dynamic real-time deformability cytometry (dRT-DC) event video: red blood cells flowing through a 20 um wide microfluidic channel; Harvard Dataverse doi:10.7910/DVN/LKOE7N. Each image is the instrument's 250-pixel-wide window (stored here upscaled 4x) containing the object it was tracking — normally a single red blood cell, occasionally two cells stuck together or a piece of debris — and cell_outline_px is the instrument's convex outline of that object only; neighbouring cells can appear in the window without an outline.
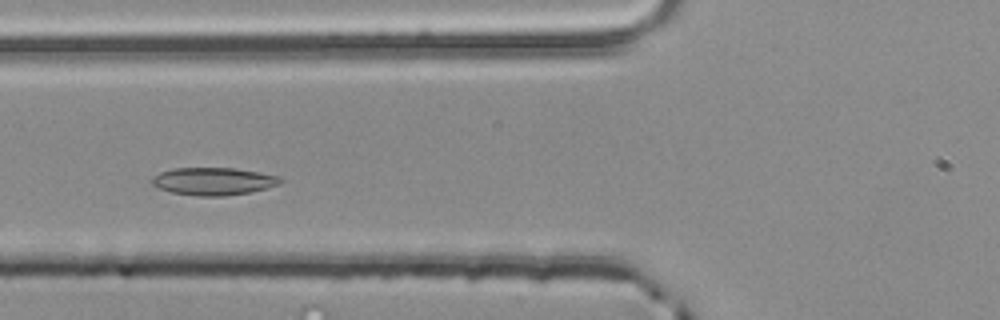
{"species": "common noctule bat (a hibernating species)", "species_latin": "Nyctalus noctula", "temperature_condition": "room temperature", "stored_images_in_passage": 48, "camera_frame_rate_fps": 3000, "um_per_image_px": 0.085, "animal": {"sex": "male", "body_mass_g": 20.4}, "frame": {"image": 1, "passage_image": 14, "time_ms": 4.333, "image_size_px": [1000, 320], "cell_outline_px": [[284, 180], [280, 184], [268, 188], [252, 192], [224, 196], [196, 196], [172, 192], [160, 188], [152, 184], [152, 176], [160, 172], [172, 168], [232, 168], [260, 172], [280, 176]], "centroid_in_image_um": [18.18, 15.41], "position_along_channel_um": 107.6, "area_um2": 20.81}}
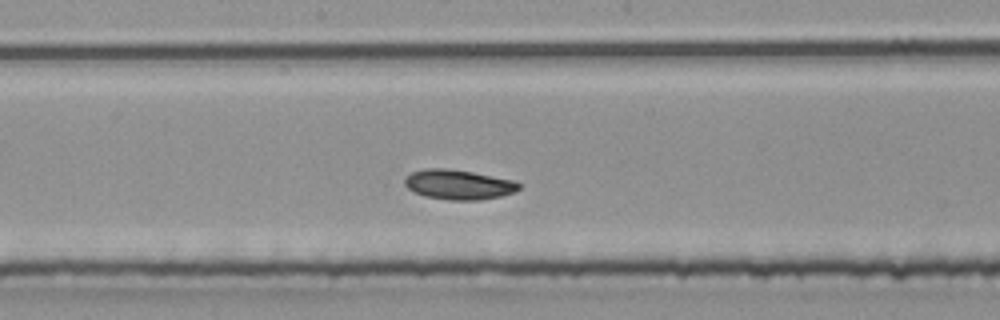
{"frame": {"image": 2, "passage_image": 22, "time_ms": 7.0, "image_size_px": [1000, 320], "cell_outline_px": [[520, 188], [512, 192], [500, 196], [480, 200], [448, 200], [424, 196], [408, 188], [404, 184], [404, 176], [412, 172], [424, 168], [448, 168], [472, 172], [516, 180], [520, 184]], "centroid_in_image_um": [38.95, 15.68], "position_along_channel_um": 209.2, "area_um2": 19.94}}
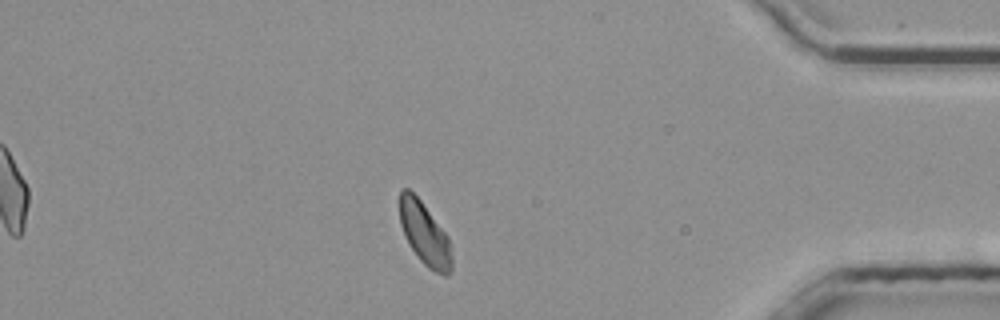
{"frame": {"image": 3, "passage_image": 40, "time_ms": 13.0, "image_size_px": [1000, 320], "cell_outline_px": [[452, 272], [448, 276], [444, 276], [428, 268], [420, 260], [408, 244], [400, 224], [400, 188], [408, 188], [420, 200], [448, 236], [452, 256]], "centroid_in_image_um": [36.11, 19.91], "position_along_channel_um": 399.1, "area_um2": 19.07}, "authors_computed_cell_mechanics": {"area_um2": 19.4786, "velocity_mm_per_s": 3.8064, "shape_relaxation_time_tau1_ms": 7.6295, "shape_relaxation_time_tau2_ms": null, "deformation_change_tau1": 0.1109, "deformation_change_tau2": null}}